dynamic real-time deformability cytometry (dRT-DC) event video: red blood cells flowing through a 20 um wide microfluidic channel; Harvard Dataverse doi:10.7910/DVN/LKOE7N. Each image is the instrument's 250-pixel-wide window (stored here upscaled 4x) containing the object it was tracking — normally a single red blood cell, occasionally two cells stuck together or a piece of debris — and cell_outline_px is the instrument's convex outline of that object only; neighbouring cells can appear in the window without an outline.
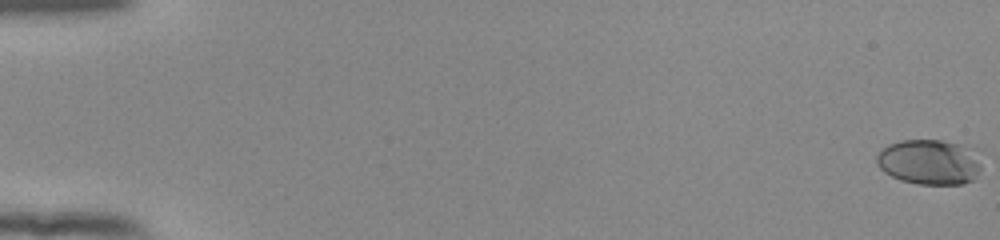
{"species": "human", "species_latin": "Homo sapiens", "temperature_condition": "room temperature", "stored_images_in_passage": 54, "camera_frame_rate_fps": 3000, "um_per_image_px": 0.085, "donor": {"sex": "female"}, "frame": {"image": 1, "passage_image": 1, "time_ms": 0.0, "image_size_px": [1000, 240], "cell_outline_px": [[984, 148], [980, 168], [976, 176], [972, 180], [964, 184], [920, 184], [900, 180], [884, 172], [876, 164], [876, 156], [888, 144], [900, 140], [944, 140]], "centroid_in_image_um": [79.12, 13.73], "position_along_channel_um": 5.9, "area_um2": 28.61}}
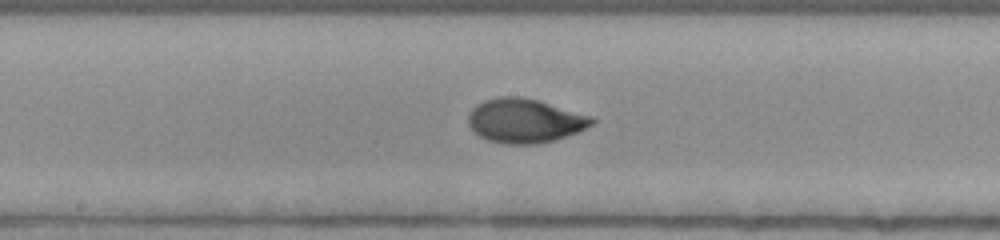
{"frame": {"image": 2, "passage_image": 31, "time_ms": 10.0, "image_size_px": [1000, 240], "cell_outline_px": [[596, 120], [592, 124], [576, 132], [552, 140], [536, 144], [504, 144], [488, 140], [480, 136], [468, 124], [468, 116], [472, 108], [476, 104], [484, 100], [500, 96], [520, 96], [536, 100], [592, 116]], "centroid_in_image_um": [44.57, 10.25], "position_along_channel_um": 203.6, "area_um2": 31.44}}
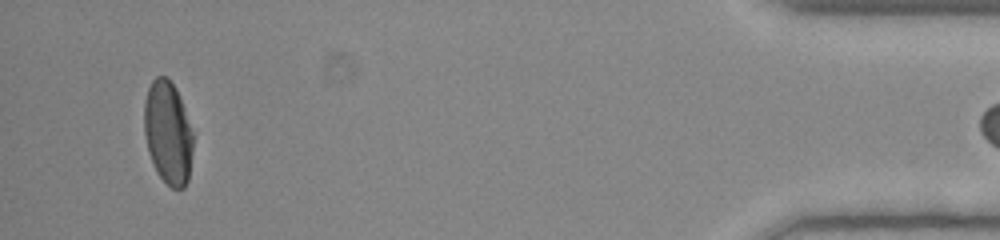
{"frame": {"image": 3, "passage_image": 53, "time_ms": 17.333, "image_size_px": [1000, 240], "cell_outline_px": [[192, 152], [188, 180], [184, 188], [172, 188], [156, 172], [152, 164], [148, 152], [144, 132], [144, 100], [148, 88], [152, 80], [156, 76], [168, 76], [176, 88], [184, 108], [192, 132]], "centroid_in_image_um": [14.25, 11.26], "position_along_channel_um": 420.9, "area_um2": 29.42}}